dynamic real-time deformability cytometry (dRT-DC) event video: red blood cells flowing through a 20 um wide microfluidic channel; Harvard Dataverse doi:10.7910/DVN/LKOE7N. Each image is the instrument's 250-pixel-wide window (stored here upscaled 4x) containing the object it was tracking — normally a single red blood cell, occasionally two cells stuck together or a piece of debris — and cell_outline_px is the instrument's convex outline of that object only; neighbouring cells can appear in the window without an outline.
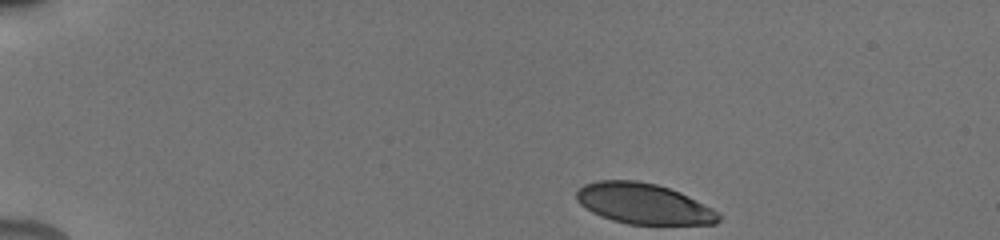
{"species": "human", "species_latin": "Homo sapiens", "temperature_condition": "cold", "stored_images_in_passage": 19, "camera_frame_rate_fps": 3000, "um_per_image_px": 0.085, "donor": {"sex": "male"}, "frame": {"image": 1, "passage_image": 1, "time_ms": 0.0, "image_size_px": [1000, 240], "cell_outline_px": [[720, 220], [716, 224], [628, 224], [612, 220], [600, 216], [592, 212], [580, 204], [576, 200], [576, 192], [584, 184], [596, 180], [636, 180], [656, 184], [680, 192], [712, 208], [720, 216]], "centroid_in_image_um": [54.68, 17.31], "position_along_channel_um": 30.3, "area_um2": 33.58}}
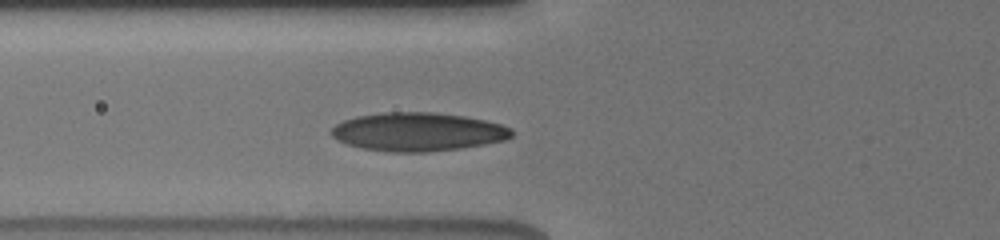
{"frame": {"image": 2, "passage_image": 9, "time_ms": 4.0, "image_size_px": [1000, 240], "cell_outline_px": [[512, 136], [504, 140], [484, 144], [460, 148], [428, 152], [392, 152], [364, 148], [348, 144], [336, 140], [328, 132], [336, 124], [344, 120], [356, 116], [384, 112], [436, 112], [464, 116], [484, 120], [500, 124], [512, 128]], "centroid_in_image_um": [35.49, 11.2], "position_along_channel_um": 90.3, "area_um2": 40.46}}